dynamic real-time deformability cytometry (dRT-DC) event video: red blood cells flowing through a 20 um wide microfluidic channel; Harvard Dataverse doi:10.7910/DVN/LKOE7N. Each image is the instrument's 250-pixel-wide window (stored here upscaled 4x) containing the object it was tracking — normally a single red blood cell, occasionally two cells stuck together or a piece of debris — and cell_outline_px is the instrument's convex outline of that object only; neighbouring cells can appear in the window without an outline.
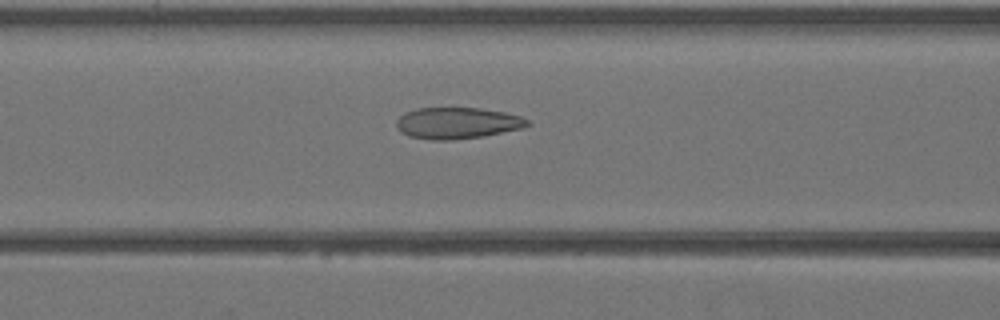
{"species": "Egyptian fruit bat (a non-hibernating species)", "species_latin": "Rousettus aegyptiacus", "temperature_condition": "warm", "stored_images_in_passage": 37, "camera_frame_rate_fps": 3000, "um_per_image_px": 0.085, "animal": {"sex": "female"}, "frame": {"image": 1, "passage_image": 18, "time_ms": 5.667, "image_size_px": [1000, 320], "cell_outline_px": [[528, 124], [524, 128], [484, 136], [452, 140], [432, 140], [408, 136], [400, 132], [396, 124], [396, 120], [404, 112], [416, 108], [480, 108], [504, 112], [520, 116], [528, 120]], "centroid_in_image_um": [38.84, 10.46], "position_along_channel_um": 127.8, "area_um2": 24.04}}
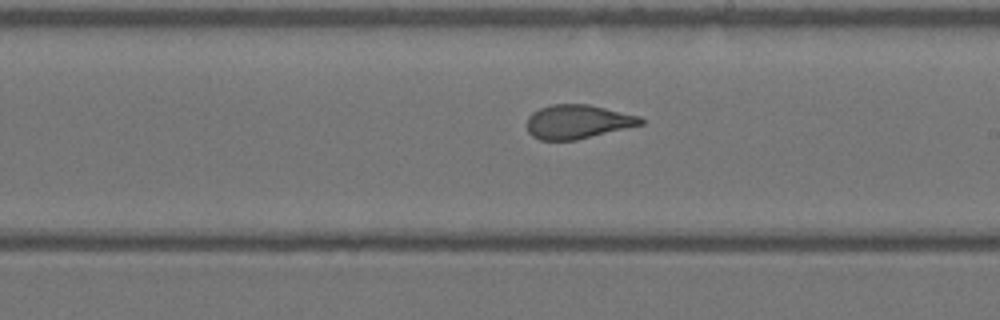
{"frame": {"image": 2, "passage_image": 25, "time_ms": 8.0, "image_size_px": [1000, 320], "cell_outline_px": [[644, 124], [576, 140], [540, 140], [532, 136], [528, 132], [528, 116], [532, 112], [540, 108], [552, 104], [588, 104], [640, 116], [644, 120]], "centroid_in_image_um": [49.1, 10.35], "position_along_channel_um": 239.9, "area_um2": 22.48}}
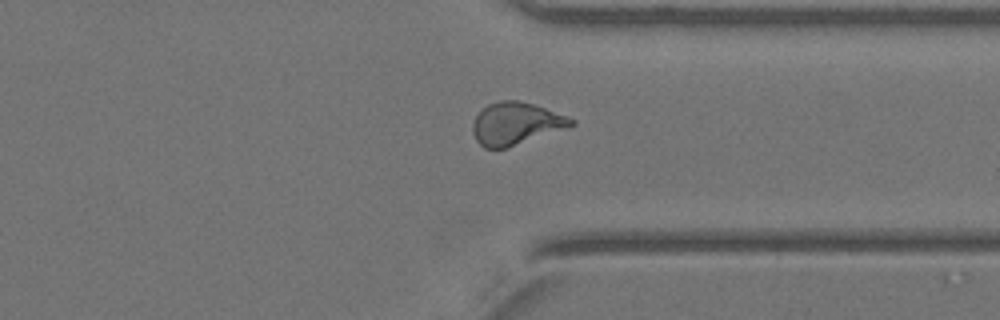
{"frame": {"image": 3, "passage_image": 33, "time_ms": 10.667, "image_size_px": [1000, 320], "cell_outline_px": [[576, 124], [504, 148], [484, 148], [476, 140], [472, 132], [472, 124], [476, 116], [488, 104], [500, 100], [520, 100], [568, 116], [576, 120]], "centroid_in_image_um": [43.82, 10.48], "position_along_channel_um": 367.6, "area_um2": 23.81}}